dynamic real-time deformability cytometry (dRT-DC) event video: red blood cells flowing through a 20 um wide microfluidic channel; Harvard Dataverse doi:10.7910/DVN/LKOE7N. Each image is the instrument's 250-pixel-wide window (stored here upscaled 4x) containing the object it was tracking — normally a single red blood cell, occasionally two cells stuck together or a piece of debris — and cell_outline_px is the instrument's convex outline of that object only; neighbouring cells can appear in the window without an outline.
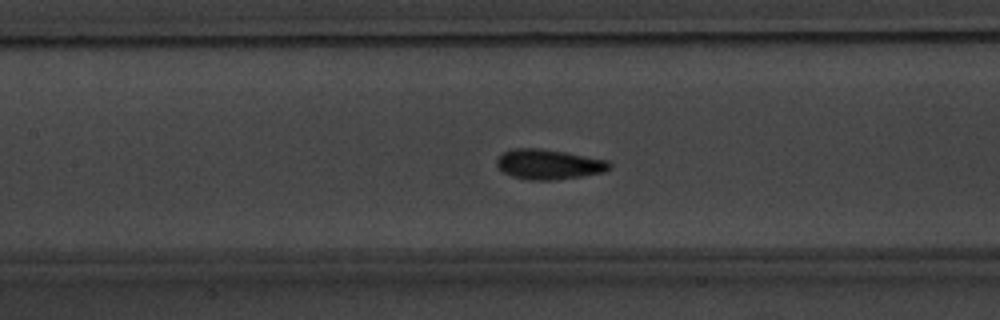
{"species": "common noctule bat (a hibernating species)", "species_latin": "Nyctalus noctula", "temperature_condition": "warm", "stored_images_in_passage": 42, "segment_of_instrument_passage": [1, 2], "camera_frame_rate_fps": 3000, "um_per_image_px": 0.085, "animal": {"sex": "male", "body_mass_g": 20.1, "forearm_length_mm": 53.5}, "frame": {"image": 1, "passage_image": 12, "time_ms": 3.667, "image_size_px": [1000, 320], "cell_outline_px": [[612, 168], [604, 172], [556, 180], [528, 180], [512, 176], [504, 172], [496, 164], [496, 160], [504, 152], [512, 148], [540, 148], [564, 152], [608, 160], [612, 164]], "centroid_in_image_um": [46.66, 13.97], "position_along_channel_um": 160.7, "area_um2": 19.71}}
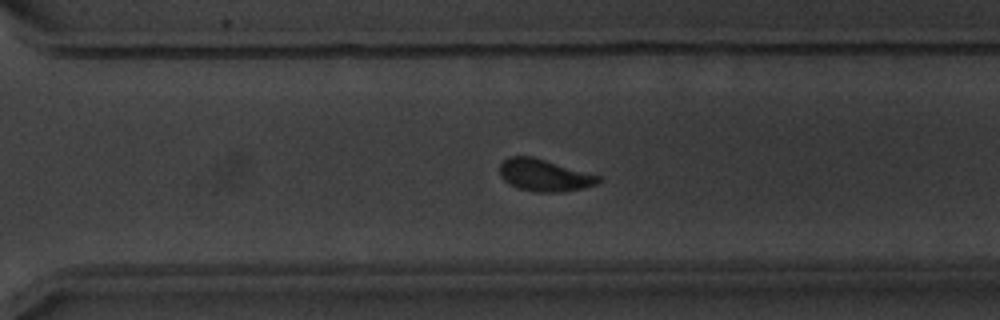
{"frame": {"image": 2, "passage_image": 25, "time_ms": 8.0, "image_size_px": [1000, 320], "cell_outline_px": [[600, 180], [596, 184], [584, 188], [560, 192], [540, 192], [520, 188], [504, 180], [500, 176], [500, 164], [508, 156], [532, 156], [600, 176]], "centroid_in_image_um": [46.26, 14.88], "position_along_channel_um": 324.3, "area_um2": 18.09}}
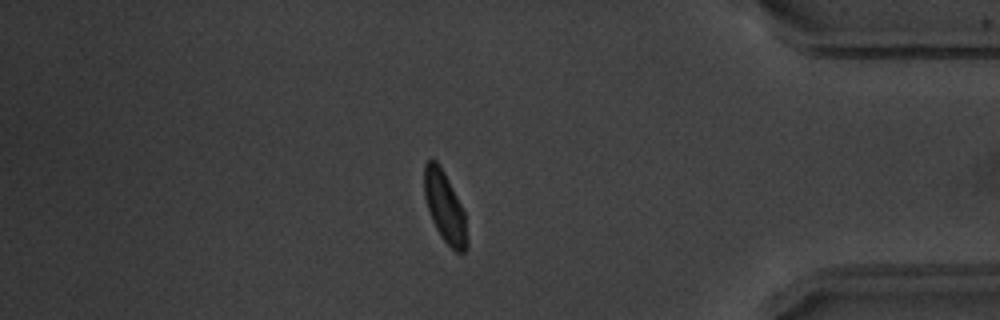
{"frame": {"image": 3, "passage_image": 33, "time_ms": 10.667, "image_size_px": [1000, 320], "cell_outline_px": [[468, 248], [464, 252], [456, 252], [444, 240], [436, 228], [432, 220], [424, 196], [424, 164], [428, 160], [436, 160], [440, 164], [464, 212], [468, 240]], "centroid_in_image_um": [37.8, 17.61], "position_along_channel_um": 397.4, "area_um2": 17.4}}